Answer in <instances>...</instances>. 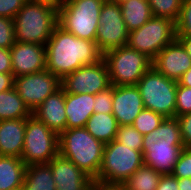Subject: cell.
Instances as JSON below:
<instances>
[{"label":"cell","mask_w":191,"mask_h":190,"mask_svg":"<svg viewBox=\"0 0 191 190\" xmlns=\"http://www.w3.org/2000/svg\"><path fill=\"white\" fill-rule=\"evenodd\" d=\"M152 67L169 79L178 80L191 68V57L176 39L165 46L152 60Z\"/></svg>","instance_id":"obj_15"},{"label":"cell","mask_w":191,"mask_h":190,"mask_svg":"<svg viewBox=\"0 0 191 190\" xmlns=\"http://www.w3.org/2000/svg\"><path fill=\"white\" fill-rule=\"evenodd\" d=\"M162 174L143 164L121 186L125 190H156Z\"/></svg>","instance_id":"obj_26"},{"label":"cell","mask_w":191,"mask_h":190,"mask_svg":"<svg viewBox=\"0 0 191 190\" xmlns=\"http://www.w3.org/2000/svg\"><path fill=\"white\" fill-rule=\"evenodd\" d=\"M177 36H191V0H182L181 12L176 22Z\"/></svg>","instance_id":"obj_30"},{"label":"cell","mask_w":191,"mask_h":190,"mask_svg":"<svg viewBox=\"0 0 191 190\" xmlns=\"http://www.w3.org/2000/svg\"><path fill=\"white\" fill-rule=\"evenodd\" d=\"M176 39V22L153 16L140 28L129 32L127 46L153 60L165 46Z\"/></svg>","instance_id":"obj_10"},{"label":"cell","mask_w":191,"mask_h":190,"mask_svg":"<svg viewBox=\"0 0 191 190\" xmlns=\"http://www.w3.org/2000/svg\"><path fill=\"white\" fill-rule=\"evenodd\" d=\"M22 190H57L48 164H30L26 167Z\"/></svg>","instance_id":"obj_23"},{"label":"cell","mask_w":191,"mask_h":190,"mask_svg":"<svg viewBox=\"0 0 191 190\" xmlns=\"http://www.w3.org/2000/svg\"><path fill=\"white\" fill-rule=\"evenodd\" d=\"M15 41L46 45L58 25V9L29 0L13 18Z\"/></svg>","instance_id":"obj_3"},{"label":"cell","mask_w":191,"mask_h":190,"mask_svg":"<svg viewBox=\"0 0 191 190\" xmlns=\"http://www.w3.org/2000/svg\"><path fill=\"white\" fill-rule=\"evenodd\" d=\"M121 14L127 30L140 28L153 17L148 0H131L120 5Z\"/></svg>","instance_id":"obj_24"},{"label":"cell","mask_w":191,"mask_h":190,"mask_svg":"<svg viewBox=\"0 0 191 190\" xmlns=\"http://www.w3.org/2000/svg\"><path fill=\"white\" fill-rule=\"evenodd\" d=\"M177 40L183 45L186 52L191 57V36H177Z\"/></svg>","instance_id":"obj_40"},{"label":"cell","mask_w":191,"mask_h":190,"mask_svg":"<svg viewBox=\"0 0 191 190\" xmlns=\"http://www.w3.org/2000/svg\"><path fill=\"white\" fill-rule=\"evenodd\" d=\"M26 118L0 121V156L22 157Z\"/></svg>","instance_id":"obj_19"},{"label":"cell","mask_w":191,"mask_h":190,"mask_svg":"<svg viewBox=\"0 0 191 190\" xmlns=\"http://www.w3.org/2000/svg\"><path fill=\"white\" fill-rule=\"evenodd\" d=\"M46 69L62 80L82 66L103 59L95 41L80 39L57 25L46 45Z\"/></svg>","instance_id":"obj_1"},{"label":"cell","mask_w":191,"mask_h":190,"mask_svg":"<svg viewBox=\"0 0 191 190\" xmlns=\"http://www.w3.org/2000/svg\"><path fill=\"white\" fill-rule=\"evenodd\" d=\"M177 85V81L167 78L151 67L136 86L145 109L152 110L164 118H171L175 117Z\"/></svg>","instance_id":"obj_7"},{"label":"cell","mask_w":191,"mask_h":190,"mask_svg":"<svg viewBox=\"0 0 191 190\" xmlns=\"http://www.w3.org/2000/svg\"><path fill=\"white\" fill-rule=\"evenodd\" d=\"M29 0H0V16L13 19Z\"/></svg>","instance_id":"obj_35"},{"label":"cell","mask_w":191,"mask_h":190,"mask_svg":"<svg viewBox=\"0 0 191 190\" xmlns=\"http://www.w3.org/2000/svg\"><path fill=\"white\" fill-rule=\"evenodd\" d=\"M15 42L13 19L0 16V48L10 49Z\"/></svg>","instance_id":"obj_32"},{"label":"cell","mask_w":191,"mask_h":190,"mask_svg":"<svg viewBox=\"0 0 191 190\" xmlns=\"http://www.w3.org/2000/svg\"><path fill=\"white\" fill-rule=\"evenodd\" d=\"M172 175L176 178H191V148H184L174 166Z\"/></svg>","instance_id":"obj_33"},{"label":"cell","mask_w":191,"mask_h":190,"mask_svg":"<svg viewBox=\"0 0 191 190\" xmlns=\"http://www.w3.org/2000/svg\"><path fill=\"white\" fill-rule=\"evenodd\" d=\"M191 113V87L177 85L175 117Z\"/></svg>","instance_id":"obj_31"},{"label":"cell","mask_w":191,"mask_h":190,"mask_svg":"<svg viewBox=\"0 0 191 190\" xmlns=\"http://www.w3.org/2000/svg\"><path fill=\"white\" fill-rule=\"evenodd\" d=\"M32 115L45 123L58 135L65 131L67 121L65 114V91L60 88L55 93L48 96L32 111Z\"/></svg>","instance_id":"obj_18"},{"label":"cell","mask_w":191,"mask_h":190,"mask_svg":"<svg viewBox=\"0 0 191 190\" xmlns=\"http://www.w3.org/2000/svg\"><path fill=\"white\" fill-rule=\"evenodd\" d=\"M48 165L57 190H84L93 179L72 161L58 154Z\"/></svg>","instance_id":"obj_17"},{"label":"cell","mask_w":191,"mask_h":190,"mask_svg":"<svg viewBox=\"0 0 191 190\" xmlns=\"http://www.w3.org/2000/svg\"><path fill=\"white\" fill-rule=\"evenodd\" d=\"M114 86L137 85L140 78L152 67V59L146 54L123 46L103 55Z\"/></svg>","instance_id":"obj_8"},{"label":"cell","mask_w":191,"mask_h":190,"mask_svg":"<svg viewBox=\"0 0 191 190\" xmlns=\"http://www.w3.org/2000/svg\"><path fill=\"white\" fill-rule=\"evenodd\" d=\"M112 101H113V85L107 90L94 95V113H107L112 114Z\"/></svg>","instance_id":"obj_34"},{"label":"cell","mask_w":191,"mask_h":190,"mask_svg":"<svg viewBox=\"0 0 191 190\" xmlns=\"http://www.w3.org/2000/svg\"><path fill=\"white\" fill-rule=\"evenodd\" d=\"M165 118L149 109H143L135 118L132 126L143 136L154 131Z\"/></svg>","instance_id":"obj_28"},{"label":"cell","mask_w":191,"mask_h":190,"mask_svg":"<svg viewBox=\"0 0 191 190\" xmlns=\"http://www.w3.org/2000/svg\"><path fill=\"white\" fill-rule=\"evenodd\" d=\"M105 144L84 127L66 129L59 134V154L72 161L93 180H97Z\"/></svg>","instance_id":"obj_4"},{"label":"cell","mask_w":191,"mask_h":190,"mask_svg":"<svg viewBox=\"0 0 191 190\" xmlns=\"http://www.w3.org/2000/svg\"><path fill=\"white\" fill-rule=\"evenodd\" d=\"M84 128L94 138L107 144L116 139L119 124L112 114L93 113Z\"/></svg>","instance_id":"obj_22"},{"label":"cell","mask_w":191,"mask_h":190,"mask_svg":"<svg viewBox=\"0 0 191 190\" xmlns=\"http://www.w3.org/2000/svg\"><path fill=\"white\" fill-rule=\"evenodd\" d=\"M105 190H125V189L122 186L105 184Z\"/></svg>","instance_id":"obj_45"},{"label":"cell","mask_w":191,"mask_h":190,"mask_svg":"<svg viewBox=\"0 0 191 190\" xmlns=\"http://www.w3.org/2000/svg\"><path fill=\"white\" fill-rule=\"evenodd\" d=\"M0 73H12L10 49L0 48Z\"/></svg>","instance_id":"obj_38"},{"label":"cell","mask_w":191,"mask_h":190,"mask_svg":"<svg viewBox=\"0 0 191 190\" xmlns=\"http://www.w3.org/2000/svg\"><path fill=\"white\" fill-rule=\"evenodd\" d=\"M104 1L67 0L58 9V25L80 39L95 41Z\"/></svg>","instance_id":"obj_6"},{"label":"cell","mask_w":191,"mask_h":190,"mask_svg":"<svg viewBox=\"0 0 191 190\" xmlns=\"http://www.w3.org/2000/svg\"><path fill=\"white\" fill-rule=\"evenodd\" d=\"M143 138L144 136L132 125H122L117 130L115 140L130 147V150H138L143 153Z\"/></svg>","instance_id":"obj_29"},{"label":"cell","mask_w":191,"mask_h":190,"mask_svg":"<svg viewBox=\"0 0 191 190\" xmlns=\"http://www.w3.org/2000/svg\"><path fill=\"white\" fill-rule=\"evenodd\" d=\"M156 190H179L178 178L172 174L162 175Z\"/></svg>","instance_id":"obj_37"},{"label":"cell","mask_w":191,"mask_h":190,"mask_svg":"<svg viewBox=\"0 0 191 190\" xmlns=\"http://www.w3.org/2000/svg\"><path fill=\"white\" fill-rule=\"evenodd\" d=\"M178 85L191 87V68H189L178 80Z\"/></svg>","instance_id":"obj_41"},{"label":"cell","mask_w":191,"mask_h":190,"mask_svg":"<svg viewBox=\"0 0 191 190\" xmlns=\"http://www.w3.org/2000/svg\"><path fill=\"white\" fill-rule=\"evenodd\" d=\"M32 112L48 96L61 88V80L49 70L14 78L13 86Z\"/></svg>","instance_id":"obj_13"},{"label":"cell","mask_w":191,"mask_h":190,"mask_svg":"<svg viewBox=\"0 0 191 190\" xmlns=\"http://www.w3.org/2000/svg\"><path fill=\"white\" fill-rule=\"evenodd\" d=\"M59 154V135L34 115L26 118L22 161L30 164H48Z\"/></svg>","instance_id":"obj_9"},{"label":"cell","mask_w":191,"mask_h":190,"mask_svg":"<svg viewBox=\"0 0 191 190\" xmlns=\"http://www.w3.org/2000/svg\"><path fill=\"white\" fill-rule=\"evenodd\" d=\"M84 190H105V183L93 180Z\"/></svg>","instance_id":"obj_43"},{"label":"cell","mask_w":191,"mask_h":190,"mask_svg":"<svg viewBox=\"0 0 191 190\" xmlns=\"http://www.w3.org/2000/svg\"><path fill=\"white\" fill-rule=\"evenodd\" d=\"M96 44L100 52H106L127 45L129 31L124 23L120 4L105 0L99 17Z\"/></svg>","instance_id":"obj_11"},{"label":"cell","mask_w":191,"mask_h":190,"mask_svg":"<svg viewBox=\"0 0 191 190\" xmlns=\"http://www.w3.org/2000/svg\"><path fill=\"white\" fill-rule=\"evenodd\" d=\"M35 1L50 4L59 9L66 3L67 0H35Z\"/></svg>","instance_id":"obj_44"},{"label":"cell","mask_w":191,"mask_h":190,"mask_svg":"<svg viewBox=\"0 0 191 190\" xmlns=\"http://www.w3.org/2000/svg\"><path fill=\"white\" fill-rule=\"evenodd\" d=\"M108 67L104 59L91 65H85L65 76L61 88L65 93L96 95L111 87Z\"/></svg>","instance_id":"obj_12"},{"label":"cell","mask_w":191,"mask_h":190,"mask_svg":"<svg viewBox=\"0 0 191 190\" xmlns=\"http://www.w3.org/2000/svg\"><path fill=\"white\" fill-rule=\"evenodd\" d=\"M94 95L65 93L66 129L83 128L94 113Z\"/></svg>","instance_id":"obj_20"},{"label":"cell","mask_w":191,"mask_h":190,"mask_svg":"<svg viewBox=\"0 0 191 190\" xmlns=\"http://www.w3.org/2000/svg\"><path fill=\"white\" fill-rule=\"evenodd\" d=\"M31 114L14 87L0 92V121L28 118Z\"/></svg>","instance_id":"obj_25"},{"label":"cell","mask_w":191,"mask_h":190,"mask_svg":"<svg viewBox=\"0 0 191 190\" xmlns=\"http://www.w3.org/2000/svg\"><path fill=\"white\" fill-rule=\"evenodd\" d=\"M184 148H191V113L177 117Z\"/></svg>","instance_id":"obj_36"},{"label":"cell","mask_w":191,"mask_h":190,"mask_svg":"<svg viewBox=\"0 0 191 190\" xmlns=\"http://www.w3.org/2000/svg\"><path fill=\"white\" fill-rule=\"evenodd\" d=\"M14 86L12 73H0V92L10 90Z\"/></svg>","instance_id":"obj_39"},{"label":"cell","mask_w":191,"mask_h":190,"mask_svg":"<svg viewBox=\"0 0 191 190\" xmlns=\"http://www.w3.org/2000/svg\"><path fill=\"white\" fill-rule=\"evenodd\" d=\"M111 1L121 5L122 3H125L127 1H131V0H111Z\"/></svg>","instance_id":"obj_46"},{"label":"cell","mask_w":191,"mask_h":190,"mask_svg":"<svg viewBox=\"0 0 191 190\" xmlns=\"http://www.w3.org/2000/svg\"><path fill=\"white\" fill-rule=\"evenodd\" d=\"M112 115L119 126L132 125L138 114L144 109L140 91L136 85L114 86Z\"/></svg>","instance_id":"obj_16"},{"label":"cell","mask_w":191,"mask_h":190,"mask_svg":"<svg viewBox=\"0 0 191 190\" xmlns=\"http://www.w3.org/2000/svg\"><path fill=\"white\" fill-rule=\"evenodd\" d=\"M144 164L143 153L116 140L105 144L96 181L121 186Z\"/></svg>","instance_id":"obj_5"},{"label":"cell","mask_w":191,"mask_h":190,"mask_svg":"<svg viewBox=\"0 0 191 190\" xmlns=\"http://www.w3.org/2000/svg\"><path fill=\"white\" fill-rule=\"evenodd\" d=\"M26 165L16 156H0V190L21 189Z\"/></svg>","instance_id":"obj_21"},{"label":"cell","mask_w":191,"mask_h":190,"mask_svg":"<svg viewBox=\"0 0 191 190\" xmlns=\"http://www.w3.org/2000/svg\"><path fill=\"white\" fill-rule=\"evenodd\" d=\"M184 144L177 117L165 118L143 138L144 164L162 175L172 174Z\"/></svg>","instance_id":"obj_2"},{"label":"cell","mask_w":191,"mask_h":190,"mask_svg":"<svg viewBox=\"0 0 191 190\" xmlns=\"http://www.w3.org/2000/svg\"><path fill=\"white\" fill-rule=\"evenodd\" d=\"M179 190H191V178L178 179Z\"/></svg>","instance_id":"obj_42"},{"label":"cell","mask_w":191,"mask_h":190,"mask_svg":"<svg viewBox=\"0 0 191 190\" xmlns=\"http://www.w3.org/2000/svg\"><path fill=\"white\" fill-rule=\"evenodd\" d=\"M13 77L29 75L46 70L44 45L15 42L10 48Z\"/></svg>","instance_id":"obj_14"},{"label":"cell","mask_w":191,"mask_h":190,"mask_svg":"<svg viewBox=\"0 0 191 190\" xmlns=\"http://www.w3.org/2000/svg\"><path fill=\"white\" fill-rule=\"evenodd\" d=\"M154 17L168 18L177 22L182 0H148Z\"/></svg>","instance_id":"obj_27"}]
</instances>
